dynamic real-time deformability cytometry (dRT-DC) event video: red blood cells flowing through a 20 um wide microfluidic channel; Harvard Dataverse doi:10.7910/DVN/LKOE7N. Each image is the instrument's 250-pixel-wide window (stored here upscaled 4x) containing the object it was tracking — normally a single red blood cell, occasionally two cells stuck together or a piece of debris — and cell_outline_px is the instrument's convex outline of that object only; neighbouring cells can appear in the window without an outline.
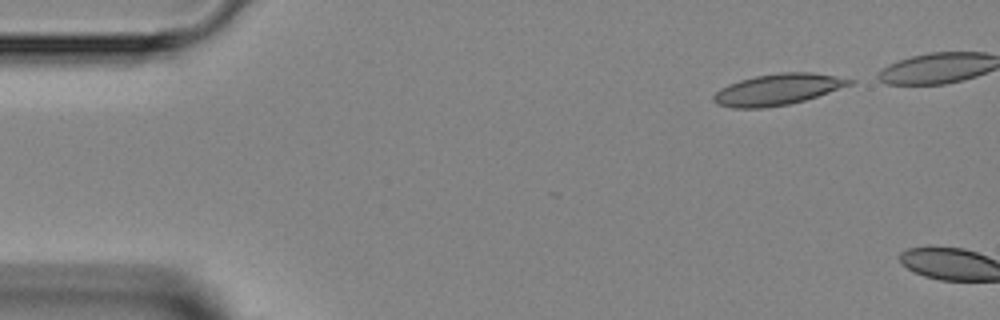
{"species": "Egyptian fruit bat (a non-hibernating species)", "species_latin": "Rousettus aegyptiacus", "temperature_condition": "room temperature", "stored_images_in_passage": 2, "camera_frame_rate_fps": 3000, "um_per_image_px": 0.085, "animal": {"sex": "female"}, "frame": {"image": 1, "passage_image": 1, "time_ms": 0.0, "image_size_px": [1000, 320], "cell_outline_px": [[856, 84], [804, 100], [788, 104], [764, 108], [732, 108], [716, 104], [712, 100], [712, 96], [720, 88], [728, 84], [740, 80], [756, 76], [780, 72], [812, 72], [836, 76], [856, 80]], "centroid_in_image_um": [66.13, 7.6], "position_along_channel_um": 18.9, "area_um2": 24.91}}